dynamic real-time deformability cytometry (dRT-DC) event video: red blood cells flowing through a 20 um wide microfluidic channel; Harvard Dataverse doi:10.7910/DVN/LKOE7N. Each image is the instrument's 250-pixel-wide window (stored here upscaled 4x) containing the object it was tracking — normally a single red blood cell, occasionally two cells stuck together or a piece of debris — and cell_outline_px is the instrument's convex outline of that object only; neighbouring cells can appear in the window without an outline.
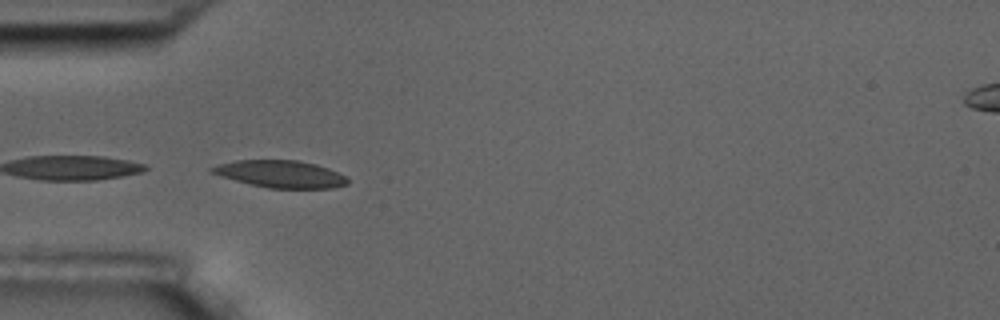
{"species": "common noctule bat (a hibernating species)", "species_latin": "Nyctalus noctula", "temperature_condition": "room temperature", "stored_images_in_passage": 3, "camera_frame_rate_fps": 3000, "um_per_image_px": 0.085, "animal": {"sex": "male", "body_mass_g": 17.5, "forearm_length_mm": 52.3}, "frame": {"image": 1, "passage_image": 2, "time_ms": 1.0, "image_size_px": [1000, 320], "cell_outline_px": [[348, 184], [332, 188], [268, 188], [220, 176], [208, 172], [208, 168], [220, 164], [236, 160], [296, 160], [316, 164], [328, 168], [348, 176]], "centroid_in_image_um": [23.86, 14.79], "position_along_channel_um": 61.1, "area_um2": 21.5}}